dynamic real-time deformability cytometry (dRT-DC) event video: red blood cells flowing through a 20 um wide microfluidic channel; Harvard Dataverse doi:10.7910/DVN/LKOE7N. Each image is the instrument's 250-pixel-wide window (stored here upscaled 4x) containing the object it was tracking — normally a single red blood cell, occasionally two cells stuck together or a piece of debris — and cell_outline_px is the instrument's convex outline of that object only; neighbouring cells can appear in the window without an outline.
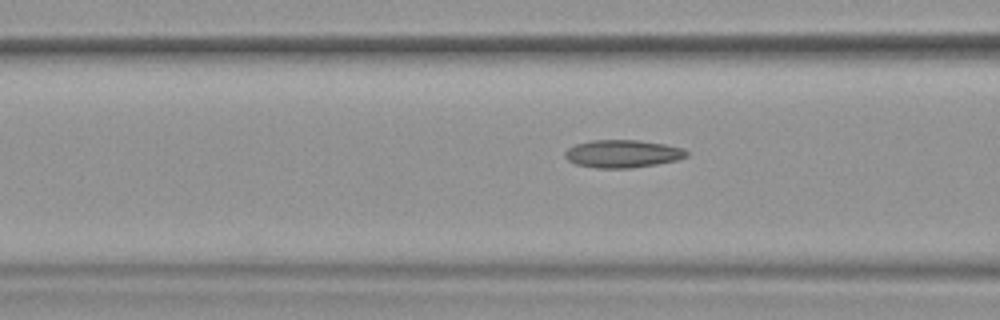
{"species": "common noctule bat (a hibernating species)", "species_latin": "Nyctalus noctula", "temperature_condition": "warm", "stored_images_in_passage": 16, "camera_frame_rate_fps": 3000, "um_per_image_px": 0.085, "animal": {"sex": "female", "body_mass_g": 19.9}, "frame": {"image": 1, "passage_image": 14, "time_ms": 4.333, "image_size_px": [1000, 320], "cell_outline_px": [[688, 156], [676, 160], [656, 164], [632, 168], [596, 168], [576, 164], [568, 160], [564, 156], [564, 152], [568, 148], [576, 144], [592, 140], [640, 140], [664, 144], [684, 148], [688, 152]], "centroid_in_image_um": [52.92, 13.06], "position_along_channel_um": 113.7, "area_um2": 19.71}}